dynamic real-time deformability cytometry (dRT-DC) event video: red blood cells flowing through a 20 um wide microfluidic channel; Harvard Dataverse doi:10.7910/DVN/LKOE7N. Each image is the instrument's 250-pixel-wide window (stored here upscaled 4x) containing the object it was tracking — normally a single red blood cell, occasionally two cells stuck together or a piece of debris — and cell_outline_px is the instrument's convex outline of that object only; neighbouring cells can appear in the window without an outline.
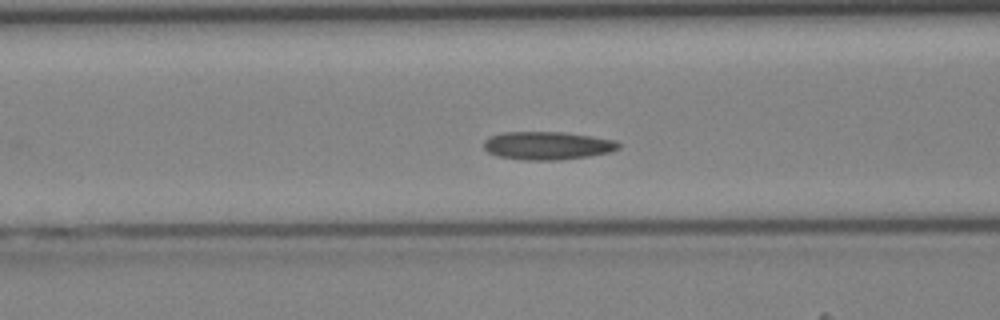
{"species": "Egyptian fruit bat (a non-hibernating species)", "species_latin": "Rousettus aegyptiacus", "temperature_condition": "cold", "stored_images_in_passage": 36, "camera_frame_rate_fps": 3000, "um_per_image_px": 0.085, "animal": {"sex": "female"}, "frame": {"image": 1, "passage_image": 18, "time_ms": 5.667, "image_size_px": [1000, 320], "cell_outline_px": [[620, 148], [608, 152], [588, 156], [560, 160], [524, 160], [496, 156], [488, 152], [484, 148], [484, 140], [488, 136], [500, 132], [564, 132], [616, 140], [620, 144]], "centroid_in_image_um": [46.48, 12.37], "position_along_channel_um": 120.1, "area_um2": 22.2}}
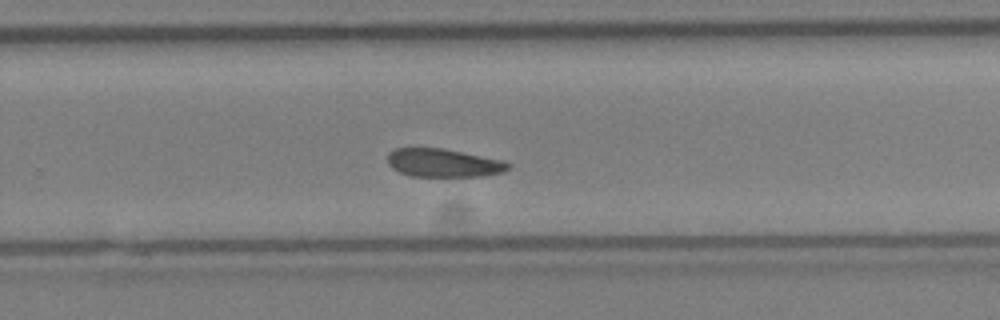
{"frame": {"image": 2, "passage_image": 29, "time_ms": 9.333, "image_size_px": [1000, 320], "cell_outline_px": [[512, 164], [504, 172], [480, 176], [412, 176], [400, 172], [392, 168], [388, 164], [388, 152], [396, 148], [440, 148], [504, 160]], "centroid_in_image_um": [37.69, 13.84], "position_along_channel_um": 292.1, "area_um2": 19.77}}
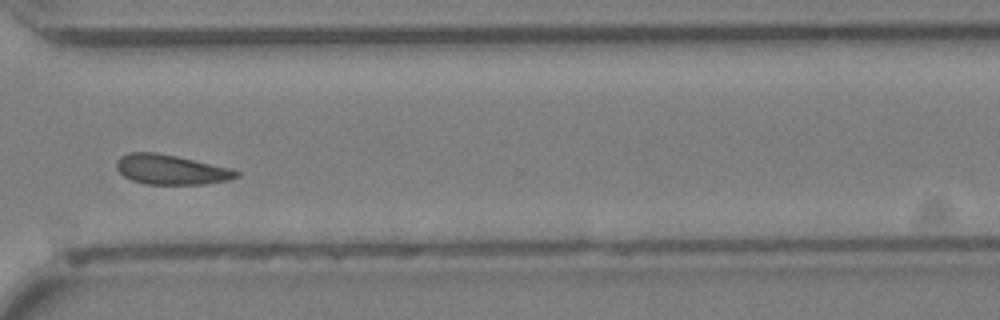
{"frame": {"image": 3, "passage_image": 33, "time_ms": 10.667, "image_size_px": [1000, 320], "cell_outline_px": [[240, 176], [228, 180], [204, 184], [144, 184], [132, 180], [124, 176], [116, 168], [116, 160], [120, 156], [128, 152], [156, 152], [176, 156], [228, 168], [240, 172]], "centroid_in_image_um": [14.49, 14.41], "position_along_channel_um": 356.1, "area_um2": 20.69}}